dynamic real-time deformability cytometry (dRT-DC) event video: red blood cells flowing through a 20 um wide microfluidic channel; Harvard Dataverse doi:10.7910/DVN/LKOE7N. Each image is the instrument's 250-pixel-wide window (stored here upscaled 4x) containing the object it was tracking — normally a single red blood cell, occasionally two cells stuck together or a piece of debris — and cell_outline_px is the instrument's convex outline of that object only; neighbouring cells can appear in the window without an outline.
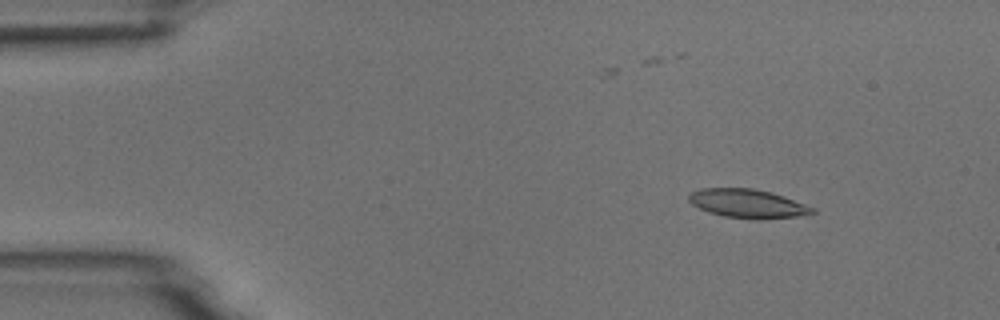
{"species": "common noctule bat (a hibernating species)", "species_latin": "Nyctalus noctula", "temperature_condition": "room temperature", "stored_images_in_passage": 54, "camera_frame_rate_fps": 3000, "um_per_image_px": 0.085, "animal": {"sex": "male", "body_mass_g": 18.8}, "frame": {"image": 1, "passage_image": 7, "time_ms": 2.0, "image_size_px": [1000, 320], "cell_outline_px": [[816, 212], [796, 216], [724, 216], [708, 212], [692, 204], [688, 200], [688, 196], [692, 192], [700, 188], [752, 188], [772, 192], [784, 196], [816, 208]], "centroid_in_image_um": [63.5, 17.24], "position_along_channel_um": 21.5, "area_um2": 19.71}}
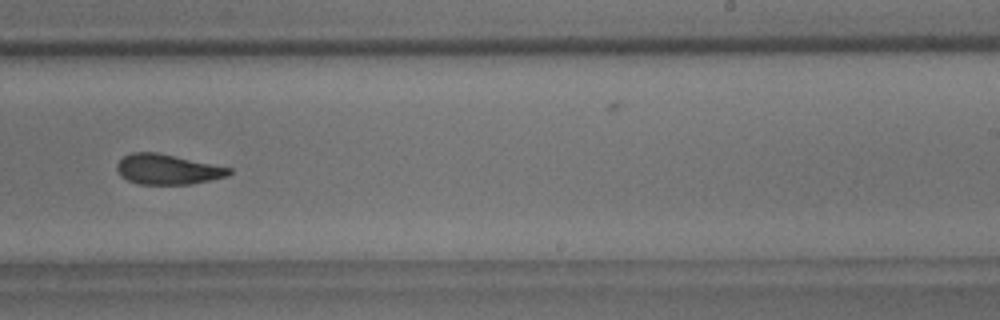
{"frame": {"image": 2, "passage_image": 34, "time_ms": 11.0, "image_size_px": [1000, 320], "cell_outline_px": [[232, 172], [228, 176], [192, 184], [136, 184], [120, 176], [116, 168], [116, 164], [124, 156], [132, 152], [156, 152], [232, 168]], "centroid_in_image_um": [14.23, 14.4], "position_along_channel_um": 274.8, "area_um2": 19.71}}
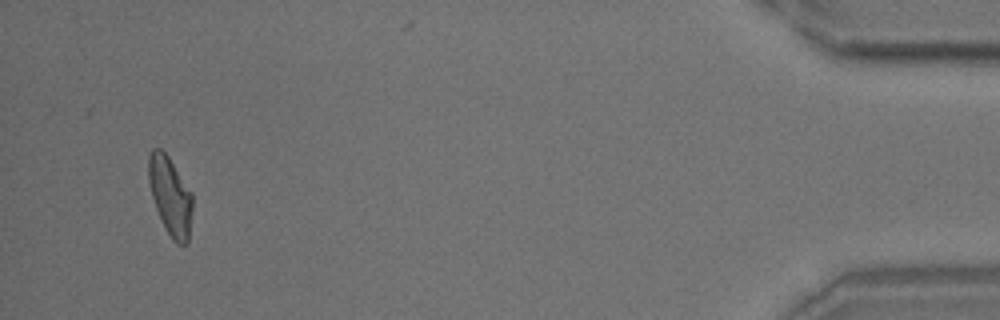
{"frame": {"image": 3, "passage_image": 52, "time_ms": 17.0, "image_size_px": [1000, 320], "cell_outline_px": [[192, 212], [188, 244], [176, 244], [172, 240], [156, 208], [152, 196], [148, 180], [148, 156], [152, 148], [160, 148], [168, 156], [192, 192]], "centroid_in_image_um": [14.48, 16.65], "position_along_channel_um": 420.7, "area_um2": 20.0}, "authors_computed_cell_mechanics": {"area_um2": 20.519, "velocity_mm_per_s": 3.7173, "shape_relaxation_time_tau1_ms": 4.8268, "shape_relaxation_time_tau2_ms": 1.8765, "deformation_change_tau1": 0.1493, "deformation_change_tau2": 0.0918}}